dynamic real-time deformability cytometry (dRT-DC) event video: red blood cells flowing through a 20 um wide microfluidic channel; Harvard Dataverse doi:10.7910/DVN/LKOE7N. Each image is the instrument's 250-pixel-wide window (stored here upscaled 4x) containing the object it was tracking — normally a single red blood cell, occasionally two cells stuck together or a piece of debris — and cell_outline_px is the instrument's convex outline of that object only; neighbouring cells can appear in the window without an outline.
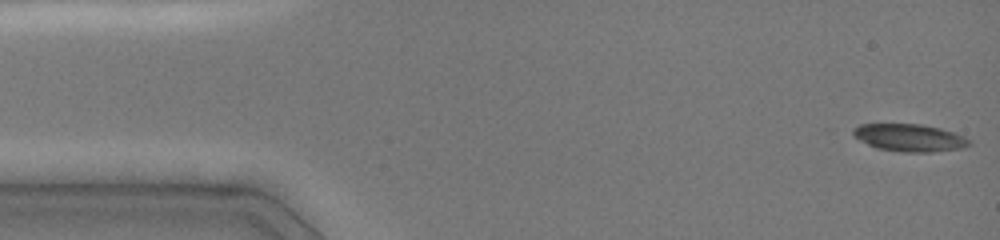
{"species": "common noctule bat (a hibernating species)", "species_latin": "Nyctalus noctula", "temperature_condition": "cold", "stored_images_in_passage": 55, "camera_frame_rate_fps": 3000, "um_per_image_px": 0.085, "animal": {"sex": "female", "body_mass_g": 19.0, "forearm_length_mm": 51.5}, "frame": {"image": 1, "passage_image": 1, "time_ms": 0.0, "image_size_px": [1000, 240], "cell_outline_px": [[972, 144], [960, 148], [932, 152], [904, 152], [876, 148], [852, 136], [852, 128], [860, 124], [920, 124], [940, 128], [964, 136], [972, 140]], "centroid_in_image_um": [77.3, 11.7], "position_along_channel_um": 7.7, "area_um2": 18.61}}
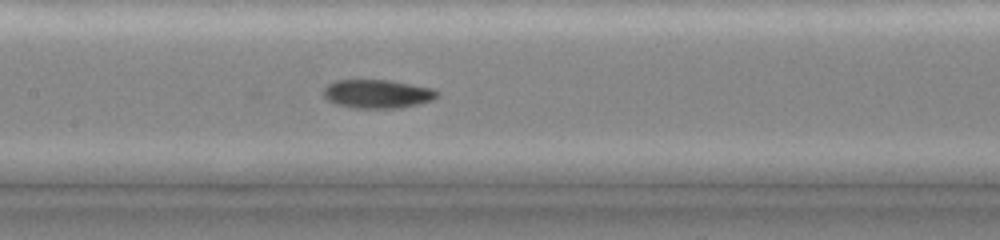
{"frame": {"image": 2, "passage_image": 24, "time_ms": 7.0, "image_size_px": [1000, 240], "cell_outline_px": [[440, 92], [432, 100], [400, 108], [356, 108], [336, 104], [328, 100], [324, 96], [324, 88], [328, 84], [336, 80], [392, 80], [432, 88]], "centroid_in_image_um": [32.08, 7.97], "position_along_channel_um": 175.3, "area_um2": 18.9}}
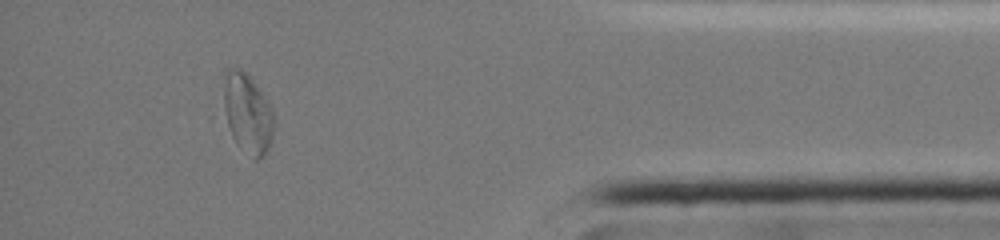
{"frame": {"image": 3, "passage_image": 48, "time_ms": 13.667, "image_size_px": [1000, 240], "cell_outline_px": [[276, 124], [272, 140], [268, 152], [264, 156], [256, 160], [236, 144], [220, 116], [224, 68], [240, 68], [252, 80], [276, 116]], "centroid_in_image_um": [20.97, 9.66], "position_along_channel_um": 414.2, "area_um2": 24.68}, "authors_computed_cell_mechanics": {"area_um2": 18.8428, "velocity_mm_per_s": 4.0251, "shape_relaxation_time_tau1_ms": null, "shape_relaxation_time_tau2_ms": 3.9904, "deformation_change_tau1": null, "deformation_change_tau2": 0.0756}}